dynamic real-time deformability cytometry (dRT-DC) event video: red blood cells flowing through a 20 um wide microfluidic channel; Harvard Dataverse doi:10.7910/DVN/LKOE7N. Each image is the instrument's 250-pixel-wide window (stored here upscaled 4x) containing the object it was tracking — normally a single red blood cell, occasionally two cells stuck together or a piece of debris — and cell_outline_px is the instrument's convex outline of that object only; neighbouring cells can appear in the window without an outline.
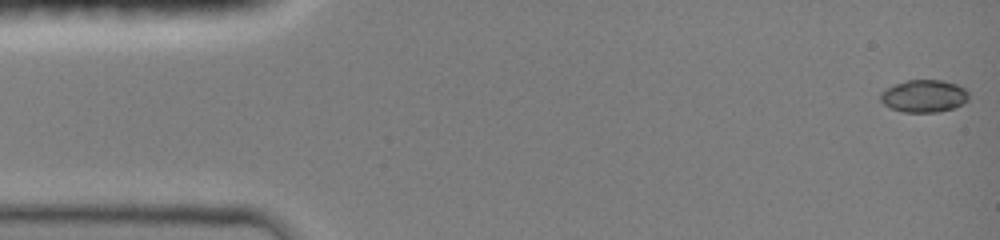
{"species": "common noctule bat (a hibernating species)", "species_latin": "Nyctalus noctula", "temperature_condition": "room temperature", "stored_images_in_passage": 4, "camera_frame_rate_fps": 3000, "um_per_image_px": 0.085, "animal": {"sex": "female", "body_mass_g": 19.0, "forearm_length_mm": 51.5}, "frame": {"image": 1, "passage_image": 1, "time_ms": 0.0, "image_size_px": [1000, 240], "cell_outline_px": [[968, 100], [964, 104], [952, 108], [936, 112], [904, 112], [892, 108], [884, 104], [880, 100], [880, 92], [896, 84], [908, 80], [940, 80], [956, 84], [964, 88], [968, 92]], "centroid_in_image_um": [78.55, 8.16], "position_along_channel_um": 6.5, "area_um2": 16.53}}